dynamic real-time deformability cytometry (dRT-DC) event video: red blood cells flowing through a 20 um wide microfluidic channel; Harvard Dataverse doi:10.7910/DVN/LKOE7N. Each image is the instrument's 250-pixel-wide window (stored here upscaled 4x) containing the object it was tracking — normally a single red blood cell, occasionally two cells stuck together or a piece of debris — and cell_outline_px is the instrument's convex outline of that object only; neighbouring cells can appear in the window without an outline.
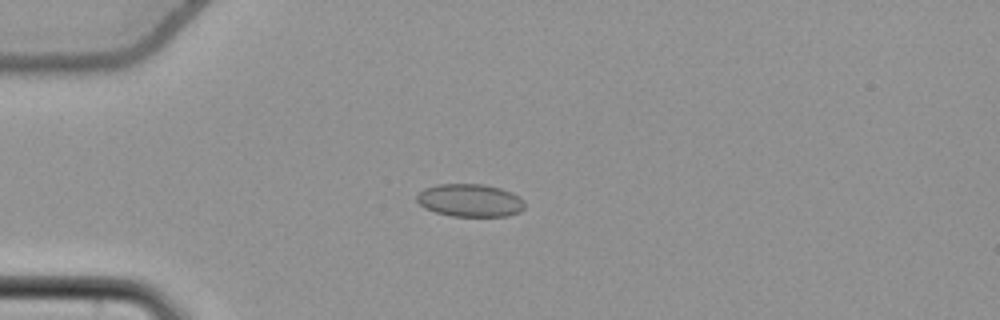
{"species": "common noctule bat (a hibernating species)", "species_latin": "Nyctalus noctula", "temperature_condition": "cold", "stored_images_in_passage": 43, "camera_frame_rate_fps": 3000, "um_per_image_px": 0.085, "animal": {"sex": "female", "body_mass_g": 22.7, "forearm_length_mm": 54.2}, "frame": {"image": 1, "passage_image": 17, "time_ms": 5.333, "image_size_px": [1000, 320], "cell_outline_px": [[524, 208], [520, 212], [508, 216], [452, 216], [436, 212], [424, 208], [416, 200], [416, 196], [424, 188], [440, 184], [480, 184], [500, 188], [512, 192], [520, 196], [524, 200]], "centroid_in_image_um": [39.97, 17.03], "position_along_channel_um": 45.0, "area_um2": 20.69}}
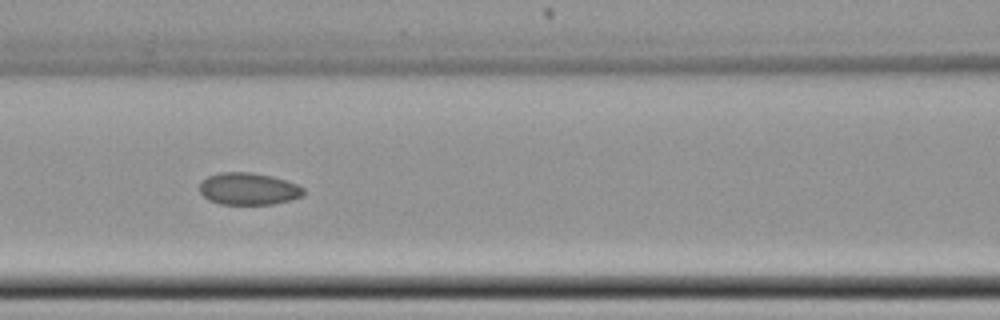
{"frame": {"image": 2, "passage_image": 27, "time_ms": 8.667, "image_size_px": [1000, 320], "cell_outline_px": [[304, 196], [292, 200], [272, 204], [220, 204], [208, 200], [200, 192], [200, 180], [208, 176], [220, 172], [252, 172], [272, 176], [296, 184], [304, 188]], "centroid_in_image_um": [21.11, 16.05], "position_along_channel_um": 145.5, "area_um2": 19.59}}
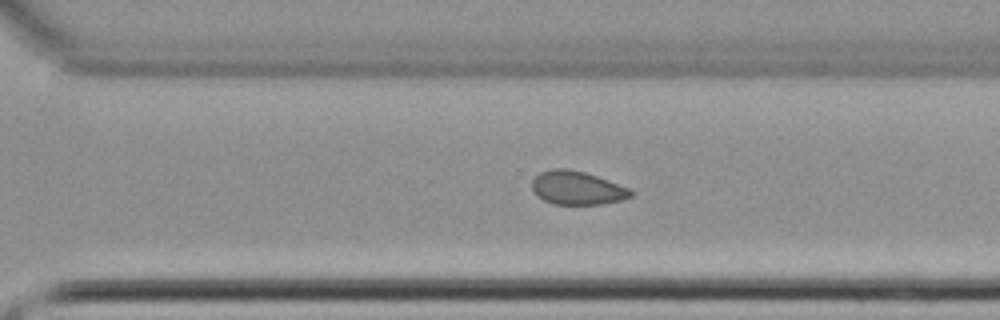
{"frame": {"image": 3, "passage_image": 41, "time_ms": 13.333, "image_size_px": [1000, 320], "cell_outline_px": [[636, 192], [632, 196], [620, 200], [600, 204], [552, 204], [536, 196], [532, 188], [532, 180], [540, 172], [552, 168], [568, 168], [584, 172], [632, 188]], "centroid_in_image_um": [49.07, 15.97], "position_along_channel_um": 321.5, "area_um2": 19.48}}